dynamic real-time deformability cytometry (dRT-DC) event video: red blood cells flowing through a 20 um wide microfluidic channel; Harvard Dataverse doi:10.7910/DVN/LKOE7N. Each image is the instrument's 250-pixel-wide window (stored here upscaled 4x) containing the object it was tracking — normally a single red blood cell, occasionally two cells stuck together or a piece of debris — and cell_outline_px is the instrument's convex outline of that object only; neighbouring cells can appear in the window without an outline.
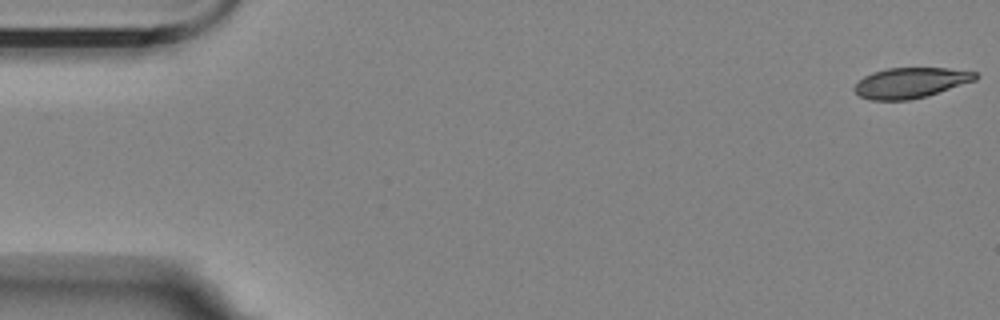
{"species": "Egyptian fruit bat (a non-hibernating species)", "species_latin": "Rousettus aegyptiacus", "temperature_condition": "room temperature", "stored_images_in_passage": 5, "camera_frame_rate_fps": 3000, "um_per_image_px": 0.085, "animal": {"sex": "female"}, "frame": {"image": 1, "passage_image": 1, "time_ms": 0.0, "image_size_px": [1000, 320], "cell_outline_px": [[980, 76], [976, 80], [924, 96], [908, 100], [872, 100], [860, 96], [852, 88], [864, 76], [872, 72], [888, 68], [948, 68], [976, 72]], "centroid_in_image_um": [77.39, 7.02], "position_along_channel_um": 7.6, "area_um2": 21.21}}